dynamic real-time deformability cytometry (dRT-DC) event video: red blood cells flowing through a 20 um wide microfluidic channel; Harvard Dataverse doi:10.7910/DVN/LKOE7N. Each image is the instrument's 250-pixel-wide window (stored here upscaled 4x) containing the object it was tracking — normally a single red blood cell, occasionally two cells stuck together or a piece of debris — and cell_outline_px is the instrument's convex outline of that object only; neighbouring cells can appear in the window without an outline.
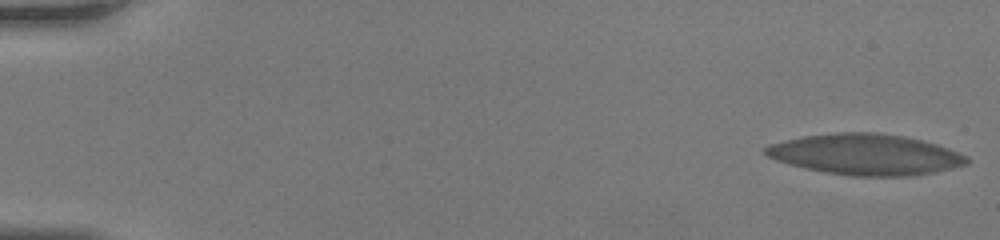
{"species": "human", "species_latin": "Homo sapiens", "temperature_condition": "room temperature", "stored_images_in_passage": 60, "camera_frame_rate_fps": 3000, "um_per_image_px": 0.085, "donor": {"sex": "female"}, "frame": {"image": 1, "passage_image": 1, "time_ms": 0.0, "image_size_px": [1000, 240], "cell_outline_px": [[968, 164], [936, 172], [912, 176], [852, 176], [824, 172], [804, 168], [776, 160], [768, 156], [764, 152], [764, 148], [768, 144], [804, 136], [836, 132], [880, 132], [904, 136], [936, 144], [948, 148], [968, 156]], "centroid_in_image_um": [73.58, 13.13], "position_along_channel_um": 11.4, "area_um2": 48.03}}
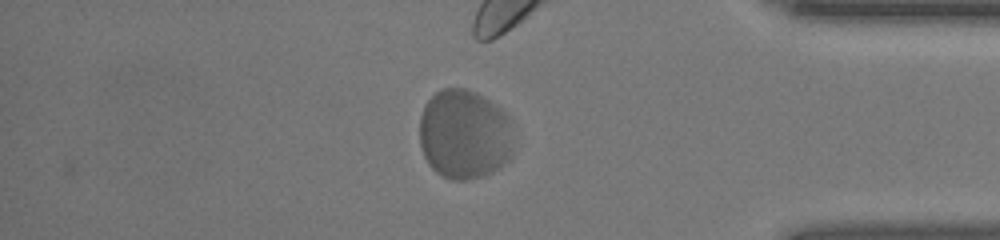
{"frame": {"image": 2, "passage_image": 52, "time_ms": 17.0, "image_size_px": [1000, 240], "cell_outline_px": [[512, 156], [508, 160], [492, 172], [468, 180], [452, 180], [436, 172], [428, 164], [424, 156], [420, 144], [420, 116], [424, 104], [436, 92], [444, 88], [464, 88], [476, 92], [512, 116]], "centroid_in_image_um": [39.48, 11.41], "position_along_channel_um": 395.7, "area_um2": 49.65}}
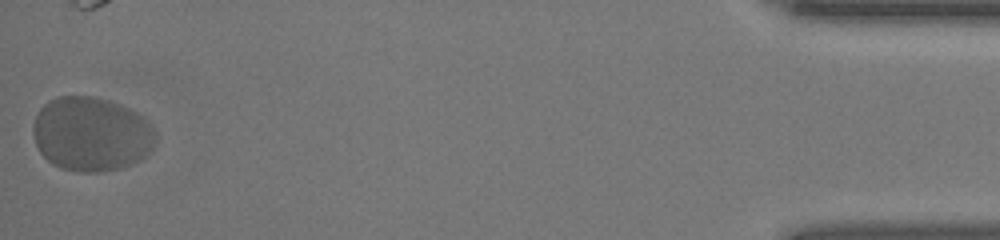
{"frame": {"image": 3, "passage_image": 60, "time_ms": 19.667, "image_size_px": [1000, 240], "cell_outline_px": [[156, 144], [140, 160], [132, 164], [100, 172], [76, 172], [60, 168], [52, 164], [40, 152], [36, 144], [32, 132], [32, 124], [40, 108], [48, 100], [56, 96], [92, 96], [108, 100], [120, 104], [144, 116], [156, 132]], "centroid_in_image_um": [7.75, 11.39], "position_along_channel_um": 427.4, "area_um2": 53.47}}